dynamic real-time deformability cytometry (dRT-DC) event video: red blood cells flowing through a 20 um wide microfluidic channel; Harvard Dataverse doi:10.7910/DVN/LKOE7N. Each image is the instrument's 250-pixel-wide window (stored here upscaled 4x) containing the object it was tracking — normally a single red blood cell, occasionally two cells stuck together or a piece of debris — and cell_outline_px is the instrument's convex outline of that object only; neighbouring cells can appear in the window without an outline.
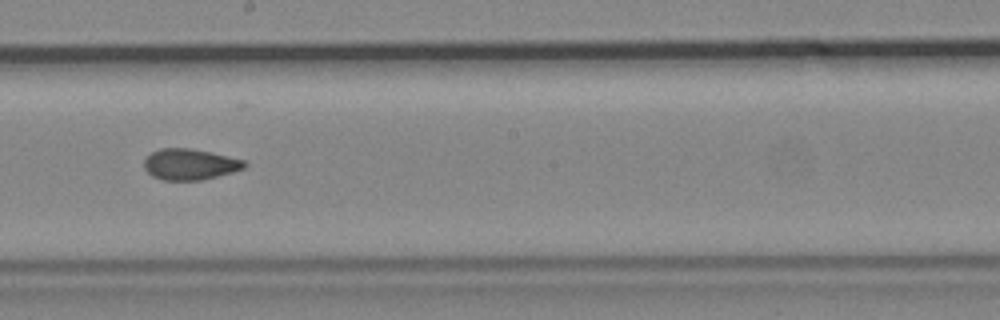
{"species": "common noctule bat (a hibernating species)", "species_latin": "Nyctalus noctula", "temperature_condition": "cold", "stored_images_in_passage": 16, "camera_frame_rate_fps": 3000, "um_per_image_px": 0.085, "animal": {"sex": "male", "body_mass_g": 19.2, "forearm_length_mm": 51.8}, "frame": {"image": 1, "passage_image": 10, "time_ms": 3.0, "image_size_px": [1000, 320], "cell_outline_px": [[248, 164], [244, 168], [232, 172], [200, 180], [164, 180], [152, 176], [144, 168], [144, 160], [152, 152], [160, 148], [188, 148], [212, 152], [244, 160]], "centroid_in_image_um": [16.14, 13.96], "position_along_channel_um": 232.1, "area_um2": 18.03}}
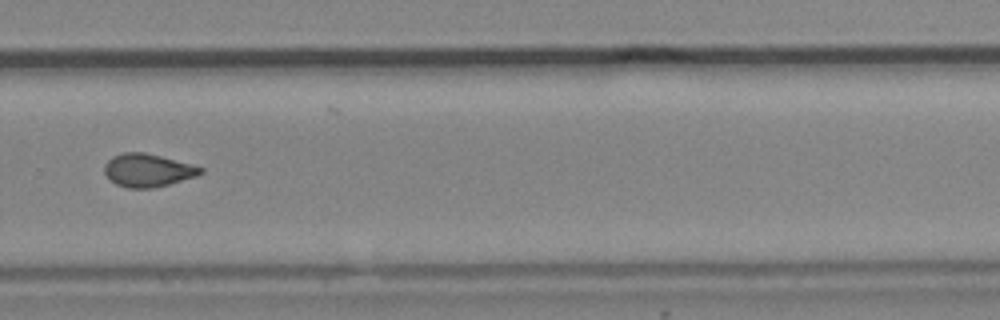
{"frame": {"image": 2, "passage_image": 12, "time_ms": 3.667, "image_size_px": [1000, 320], "cell_outline_px": [[204, 172], [196, 176], [168, 184], [152, 188], [128, 188], [116, 184], [104, 172], [104, 164], [112, 156], [124, 152], [144, 152], [192, 164], [204, 168]], "centroid_in_image_um": [12.56, 14.46], "position_along_channel_um": 317.2, "area_um2": 18.38}}